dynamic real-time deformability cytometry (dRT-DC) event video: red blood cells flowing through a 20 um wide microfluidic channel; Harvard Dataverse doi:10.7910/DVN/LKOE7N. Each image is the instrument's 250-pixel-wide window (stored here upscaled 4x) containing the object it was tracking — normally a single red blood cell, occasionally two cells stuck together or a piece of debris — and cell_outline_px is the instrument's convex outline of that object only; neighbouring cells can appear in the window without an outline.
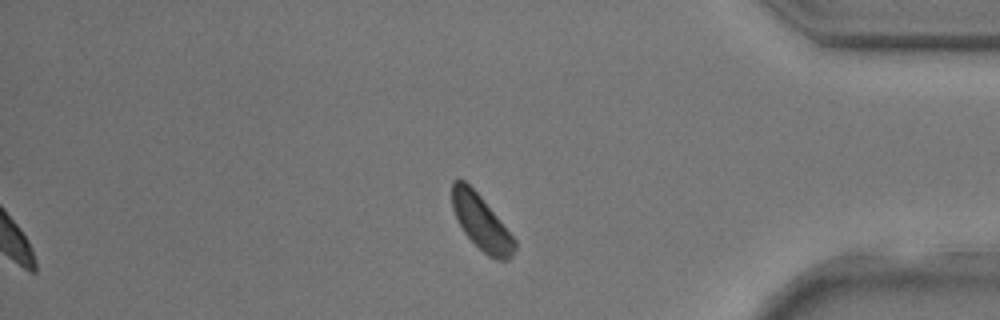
{"species": "common noctule bat (a hibernating species)", "species_latin": "Nyctalus noctula", "temperature_condition": "room temperature", "stored_images_in_passage": 34, "segment_of_instrument_passage": [2, 2], "camera_frame_rate_fps": 3000, "um_per_image_px": 0.085, "animal": {"sex": "male", "body_mass_g": 17.9, "forearm_length_mm": 54.2}, "frame": {"image": 1, "passage_image": 34, "time_ms": 11.0, "image_size_px": [1000, 320], "cell_outline_px": [[516, 248], [512, 256], [508, 260], [496, 260], [488, 256], [464, 232], [452, 208], [452, 180], [456, 176], [460, 176], [480, 196], [516, 240]], "centroid_in_image_um": [40.9, 18.88], "position_along_channel_um": 394.3, "area_um2": 19.77}}